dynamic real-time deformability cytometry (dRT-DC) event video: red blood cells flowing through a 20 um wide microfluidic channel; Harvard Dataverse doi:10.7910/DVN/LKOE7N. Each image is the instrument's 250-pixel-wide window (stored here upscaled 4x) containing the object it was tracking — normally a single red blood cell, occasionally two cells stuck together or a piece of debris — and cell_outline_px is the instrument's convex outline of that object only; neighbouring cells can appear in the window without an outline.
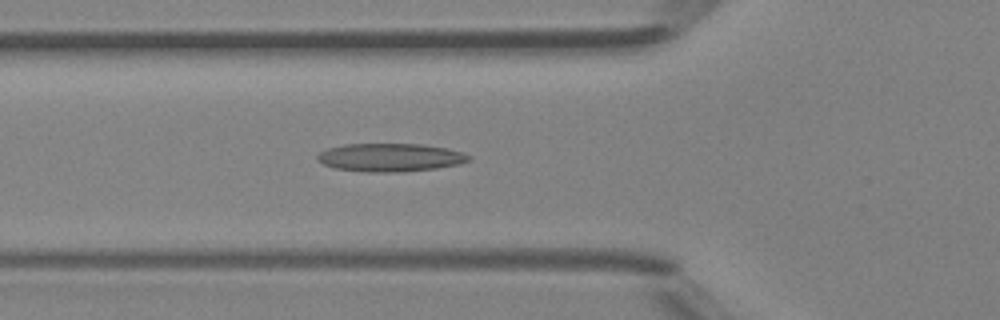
{"species": "Egyptian fruit bat (a non-hibernating species)", "species_latin": "Rousettus aegyptiacus", "temperature_condition": "room temperature", "stored_images_in_passage": 47, "camera_frame_rate_fps": 3000, "um_per_image_px": 0.085, "animal": {"sex": "female"}, "frame": {"image": 1, "passage_image": 17, "time_ms": 5.333, "image_size_px": [1000, 320], "cell_outline_px": [[472, 156], [468, 160], [460, 164], [436, 168], [400, 172], [368, 172], [336, 168], [324, 164], [316, 156], [320, 152], [328, 148], [344, 144], [420, 144], [448, 148]], "centroid_in_image_um": [33.18, 13.38], "position_along_channel_um": 92.6, "area_um2": 24.68}}
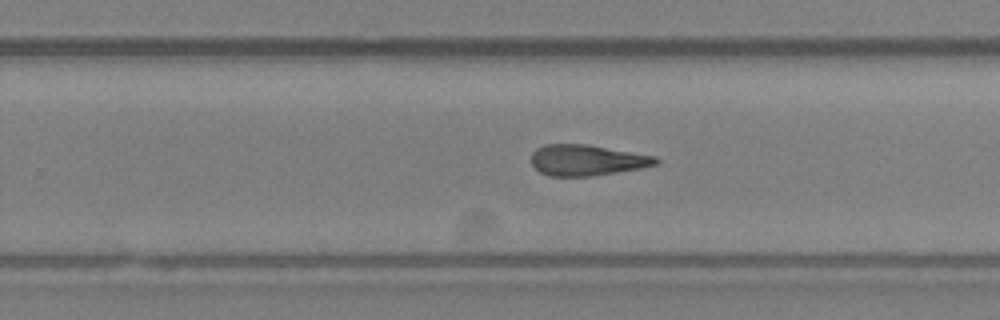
{"frame": {"image": 2, "passage_image": 30, "time_ms": 9.667, "image_size_px": [1000, 320], "cell_outline_px": [[660, 164], [640, 168], [592, 176], [548, 176], [540, 172], [532, 164], [532, 152], [536, 148], [544, 144], [584, 144], [656, 156], [660, 160]], "centroid_in_image_um": [49.89, 13.61], "position_along_channel_um": 279.9, "area_um2": 22.37}}
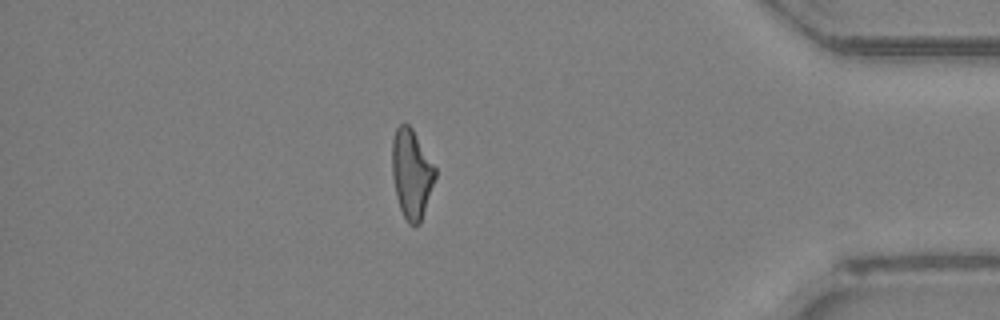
{"frame": {"image": 3, "passage_image": 41, "time_ms": 13.333, "image_size_px": [1000, 320], "cell_outline_px": [[436, 176], [420, 224], [408, 224], [400, 208], [396, 196], [392, 176], [392, 140], [396, 128], [404, 120], [412, 128], [436, 168]], "centroid_in_image_um": [34.97, 14.74], "position_along_channel_um": 400.2, "area_um2": 22.37}, "authors_computed_cell_mechanics": {"area_um2": 22.8888, "velocity_mm_per_s": 4.3352, "shape_relaxation_time_tau1_ms": null, "shape_relaxation_time_tau2_ms": 6.1103, "deformation_change_tau1": null, "deformation_change_tau2": 0.2047}}